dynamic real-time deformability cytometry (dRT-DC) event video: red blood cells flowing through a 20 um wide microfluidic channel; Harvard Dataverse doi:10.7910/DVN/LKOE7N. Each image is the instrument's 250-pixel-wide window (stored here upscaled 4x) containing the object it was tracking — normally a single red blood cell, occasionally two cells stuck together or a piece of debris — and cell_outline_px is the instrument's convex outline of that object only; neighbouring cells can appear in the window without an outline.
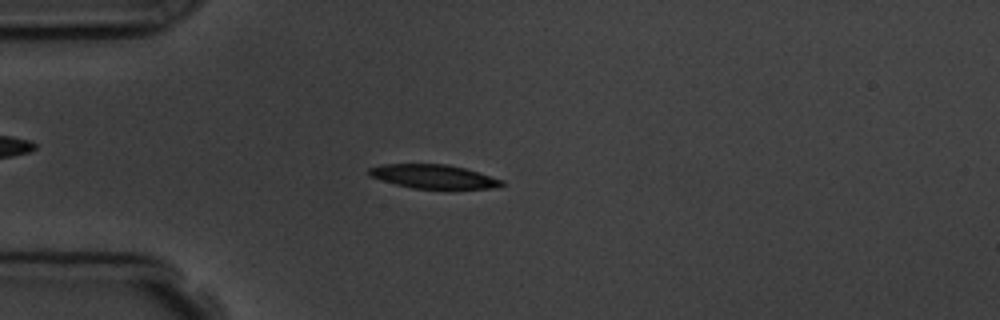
{"species": "common noctule bat (a hibernating species)", "species_latin": "Nyctalus noctula", "temperature_condition": "room temperature", "stored_images_in_passage": 5, "camera_frame_rate_fps": 3000, "um_per_image_px": 0.085, "animal": {"sex": "male", "body_mass_g": 19.5, "forearm_length_mm": 54.6}, "frame": {"image": 1, "passage_image": 4, "time_ms": 4.333, "image_size_px": [1000, 320], "cell_outline_px": [[504, 184], [500, 188], [412, 188], [396, 184], [368, 176], [368, 168], [380, 164], [448, 164], [464, 168], [504, 180]], "centroid_in_image_um": [36.83, 14.99], "position_along_channel_um": 48.2, "area_um2": 18.38}}